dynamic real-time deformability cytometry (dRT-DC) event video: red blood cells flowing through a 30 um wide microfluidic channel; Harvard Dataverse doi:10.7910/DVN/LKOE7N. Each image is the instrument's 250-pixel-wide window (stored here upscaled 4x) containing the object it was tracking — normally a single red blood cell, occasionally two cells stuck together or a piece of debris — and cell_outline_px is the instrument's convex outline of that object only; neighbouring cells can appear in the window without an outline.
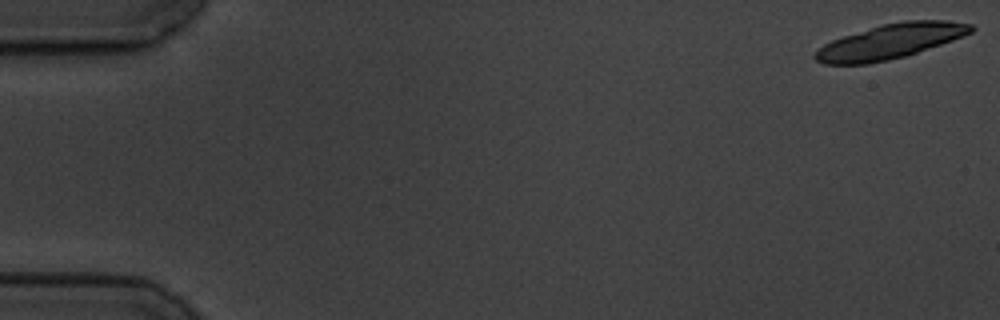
{"species": "common noctule bat (a hibernating species)", "species_latin": "Nyctalus noctula", "temperature_condition": "cold", "stored_images_in_passage": 6, "camera_frame_rate_fps": 3000, "um_per_image_px": 0.085, "animal": {"sex": "male", "body_mass_g": 19.5, "forearm_length_mm": 54.6}, "frame": {"image": 1, "passage_image": 1, "time_ms": 0.0, "image_size_px": [1000, 320], "cell_outline_px": [[976, 28], [972, 32], [964, 36], [904, 56], [888, 60], [868, 64], [824, 64], [816, 60], [812, 56], [824, 44], [832, 40], [880, 24], [904, 20], [948, 20], [972, 24]], "centroid_in_image_um": [75.69, 3.51], "position_along_channel_um": 9.3, "area_um2": 31.44}}
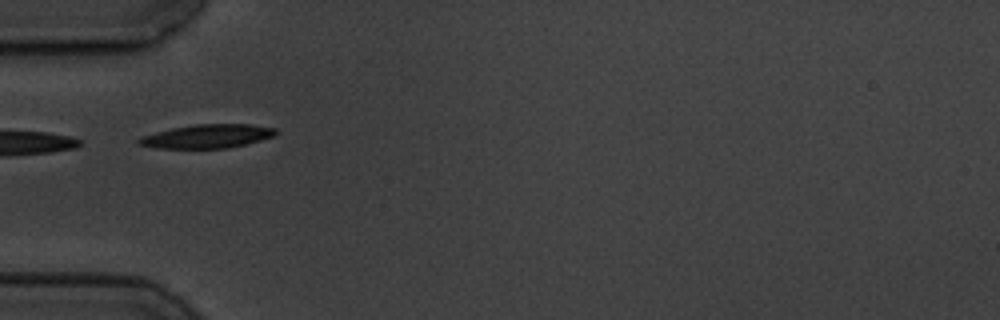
{"frame": {"image": 2, "passage_image": 6, "time_ms": 6.0, "image_size_px": [1000, 320], "cell_outline_px": [[280, 132], [276, 136], [228, 148], [156, 148], [140, 144], [136, 140], [140, 136], [172, 128], [196, 124], [252, 124], [276, 128]], "centroid_in_image_um": [17.66, 11.57], "position_along_channel_um": 67.3, "area_um2": 18.96}}